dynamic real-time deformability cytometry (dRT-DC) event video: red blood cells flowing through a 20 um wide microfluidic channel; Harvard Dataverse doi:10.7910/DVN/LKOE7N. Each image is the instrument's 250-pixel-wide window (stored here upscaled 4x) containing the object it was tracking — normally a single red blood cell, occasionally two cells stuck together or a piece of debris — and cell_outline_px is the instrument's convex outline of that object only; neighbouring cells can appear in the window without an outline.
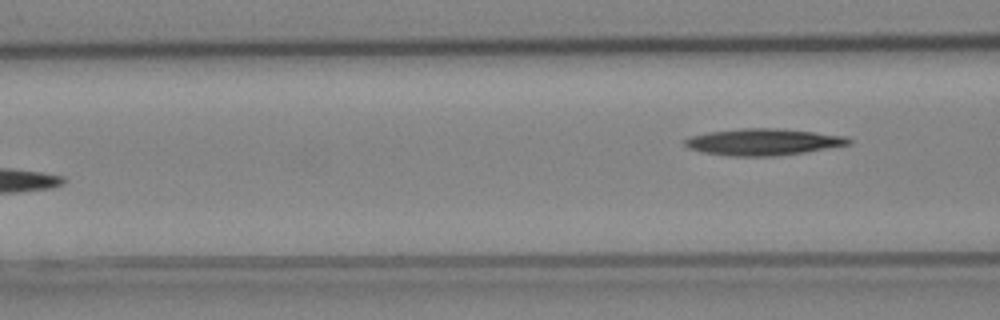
{"species": "Egyptian fruit bat (a non-hibernating species)", "species_latin": "Rousettus aegyptiacus", "temperature_condition": "cold", "stored_images_in_passage": 5, "camera_frame_rate_fps": 3000, "um_per_image_px": 0.085, "animal": {"sex": "female"}, "frame": {"image": 1, "passage_image": 5, "time_ms": 1.333, "image_size_px": [1000, 320], "cell_outline_px": [[852, 144], [808, 152], [776, 156], [728, 156], [700, 152], [688, 148], [684, 144], [684, 140], [688, 136], [708, 132], [740, 128], [776, 128], [812, 132], [844, 136], [852, 140]], "centroid_in_image_um": [64.83, 12.07], "position_along_channel_um": 101.8, "area_um2": 25.66}}